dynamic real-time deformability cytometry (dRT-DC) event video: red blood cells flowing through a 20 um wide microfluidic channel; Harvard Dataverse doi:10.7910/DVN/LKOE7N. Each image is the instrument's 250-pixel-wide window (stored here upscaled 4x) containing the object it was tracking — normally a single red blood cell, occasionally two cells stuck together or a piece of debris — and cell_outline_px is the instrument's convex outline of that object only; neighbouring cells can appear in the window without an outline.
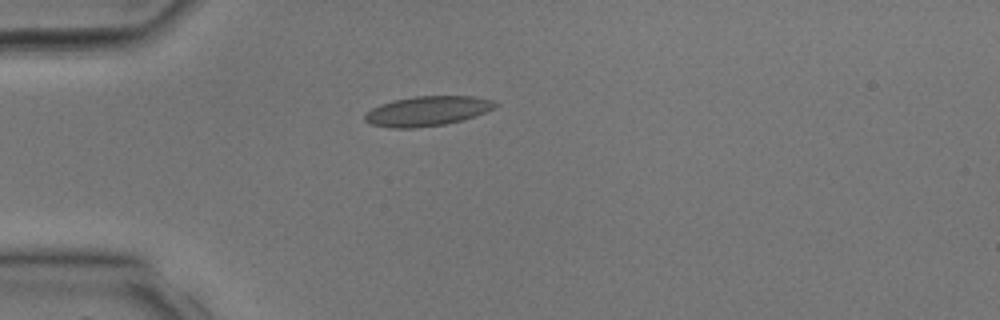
{"species": "common noctule bat (a hibernating species)", "species_latin": "Nyctalus noctula", "temperature_condition": "room temperature", "stored_images_in_passage": 25, "camera_frame_rate_fps": 3000, "um_per_image_px": 0.085, "animal": {"sex": "male", "body_mass_g": 17.9, "forearm_length_mm": 54.2}, "frame": {"image": 1, "passage_image": 1, "time_ms": 0.0, "image_size_px": [1000, 320], "cell_outline_px": [[500, 104], [484, 112], [460, 120], [444, 124], [412, 128], [392, 128], [372, 124], [364, 120], [364, 116], [372, 108], [380, 104], [396, 100], [416, 96], [472, 96], [492, 100]], "centroid_in_image_um": [36.3, 9.43], "position_along_channel_um": 48.7, "area_um2": 22.14}}
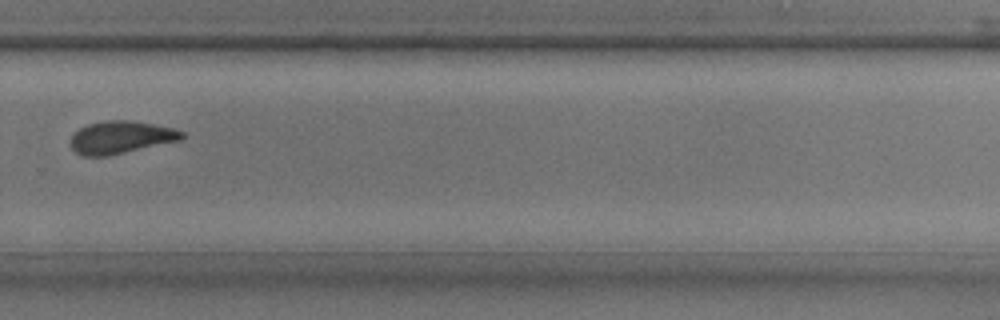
{"frame": {"image": 2, "passage_image": 15, "time_ms": 4.667, "image_size_px": [1000, 320], "cell_outline_px": [[188, 136], [180, 140], [108, 156], [84, 156], [76, 152], [72, 148], [72, 136], [80, 128], [88, 124], [108, 120], [128, 120], [152, 124], [172, 128], [184, 132]], "centroid_in_image_um": [10.3, 11.67], "position_along_channel_um": 319.5, "area_um2": 20.87}}
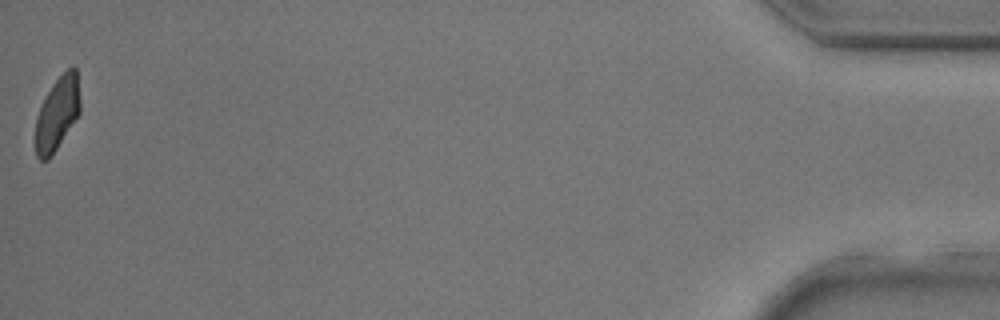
{"frame": {"image": 3, "passage_image": 25, "time_ms": 8.0, "image_size_px": [1000, 320], "cell_outline_px": [[80, 112], [52, 156], [48, 160], [40, 160], [36, 156], [36, 116], [52, 84], [72, 64], [76, 68], [80, 100]], "centroid_in_image_um": [4.88, 9.65], "position_along_channel_um": 430.3, "area_um2": 18.9}}